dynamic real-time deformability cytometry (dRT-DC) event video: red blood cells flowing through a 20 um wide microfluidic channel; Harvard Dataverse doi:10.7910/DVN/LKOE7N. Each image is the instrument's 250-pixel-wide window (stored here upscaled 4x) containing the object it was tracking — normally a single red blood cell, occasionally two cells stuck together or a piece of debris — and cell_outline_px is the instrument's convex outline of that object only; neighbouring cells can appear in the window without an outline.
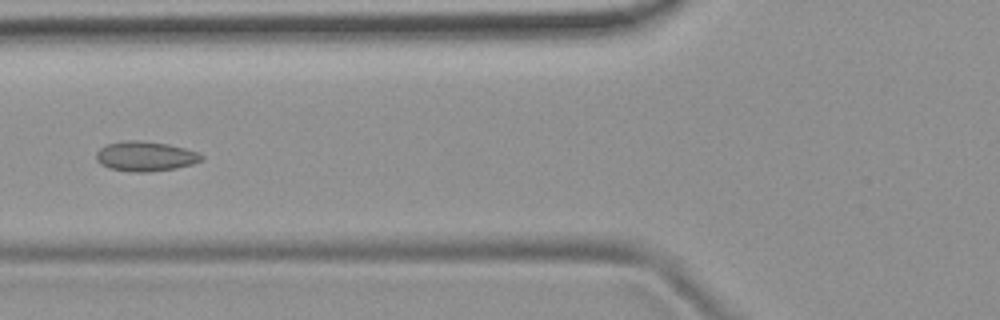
{"species": "common noctule bat (a hibernating species)", "species_latin": "Nyctalus noctula", "temperature_condition": "room temperature", "stored_images_in_passage": 5, "camera_frame_rate_fps": 3000, "um_per_image_px": 0.085, "animal": {"sex": "female", "body_mass_g": 19.9}, "frame": {"image": 1, "passage_image": 5, "time_ms": 1.333, "image_size_px": [1000, 320], "cell_outline_px": [[204, 156], [200, 160], [192, 164], [176, 168], [148, 172], [128, 172], [108, 168], [100, 164], [96, 160], [96, 152], [100, 148], [108, 144], [124, 140], [144, 140], [168, 144], [184, 148], [196, 152]], "centroid_in_image_um": [12.31, 13.28], "position_along_channel_um": 113.5, "area_um2": 18.38}}